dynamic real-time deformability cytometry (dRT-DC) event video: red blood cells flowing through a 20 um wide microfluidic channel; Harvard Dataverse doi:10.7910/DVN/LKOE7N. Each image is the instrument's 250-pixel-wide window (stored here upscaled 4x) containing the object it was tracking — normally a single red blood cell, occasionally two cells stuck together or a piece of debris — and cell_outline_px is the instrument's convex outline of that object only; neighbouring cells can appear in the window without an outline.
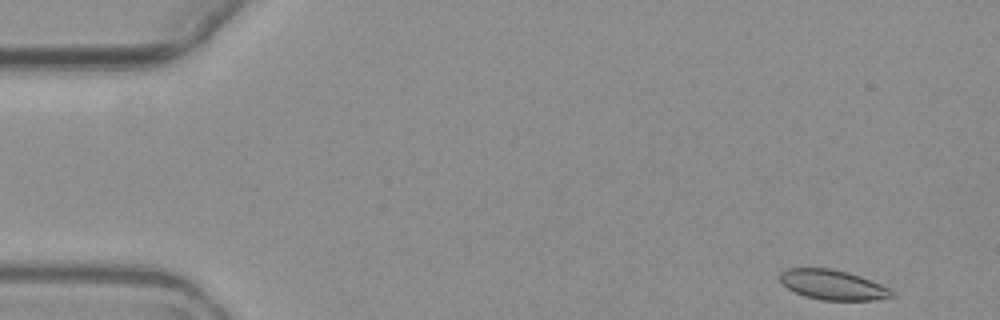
{"species": "common noctule bat (a hibernating species)", "species_latin": "Nyctalus noctula", "temperature_condition": "warm", "stored_images_in_passage": 5, "camera_frame_rate_fps": 3000, "um_per_image_px": 0.085, "animal": {"sex": "female", "body_mass_g": 19.3, "forearm_length_mm": 54.1}, "frame": {"image": 1, "passage_image": 1, "time_ms": 0.0, "image_size_px": [1000, 320], "cell_outline_px": [[896, 296], [872, 300], [820, 300], [804, 296], [788, 288], [780, 280], [780, 272], [788, 268], [832, 268], [848, 272], [860, 276], [880, 284], [888, 288]], "centroid_in_image_um": [70.77, 24.21], "position_along_channel_um": 14.2, "area_um2": 19.36}}